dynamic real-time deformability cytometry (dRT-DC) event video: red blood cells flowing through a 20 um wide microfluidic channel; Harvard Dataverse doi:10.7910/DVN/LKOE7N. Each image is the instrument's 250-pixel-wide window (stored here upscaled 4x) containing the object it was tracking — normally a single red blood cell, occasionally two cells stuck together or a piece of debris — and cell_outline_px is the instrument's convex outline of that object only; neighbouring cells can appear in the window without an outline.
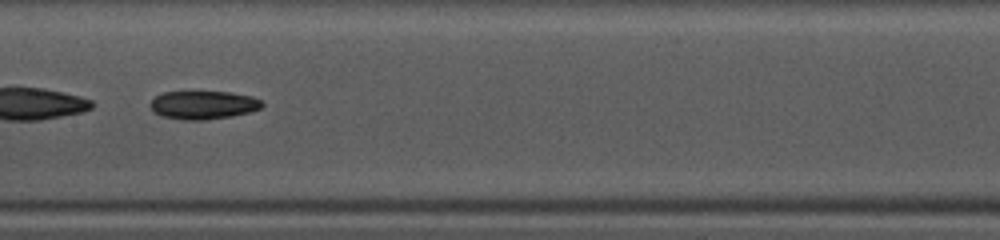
{"species": "common noctule bat (a hibernating species)", "species_latin": "Nyctalus noctula", "temperature_condition": "warm", "stored_images_in_passage": 43, "camera_frame_rate_fps": 3000, "um_per_image_px": 0.085, "animal": {"sex": "female", "body_mass_g": 10.0, "forearm_length_mm": 53.1}, "frame": {"image": 1, "passage_image": 25, "time_ms": 8.0, "image_size_px": [1000, 240], "cell_outline_px": [[264, 104], [260, 108], [248, 112], [232, 116], [204, 120], [180, 120], [160, 116], [152, 112], [148, 104], [156, 96], [164, 92], [232, 92], [252, 96], [260, 100]], "centroid_in_image_um": [17.23, 8.93], "position_along_channel_um": 190.2, "area_um2": 18.61}}
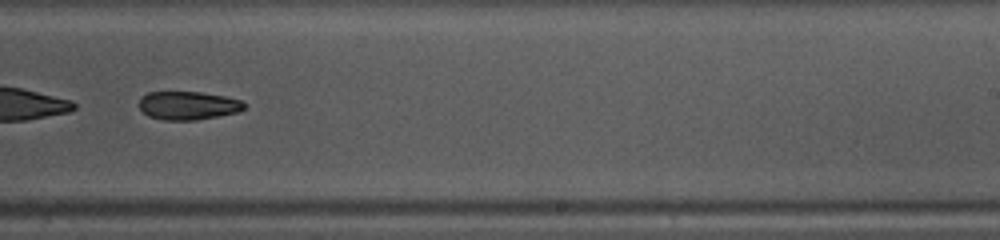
{"frame": {"image": 2, "passage_image": 31, "time_ms": 10.0, "image_size_px": [1000, 240], "cell_outline_px": [[244, 108], [236, 112], [196, 120], [164, 120], [148, 116], [140, 108], [140, 96], [148, 92], [200, 92], [224, 96], [240, 100], [244, 104]], "centroid_in_image_um": [15.94, 8.96], "position_along_channel_um": 273.1, "area_um2": 17.17}}
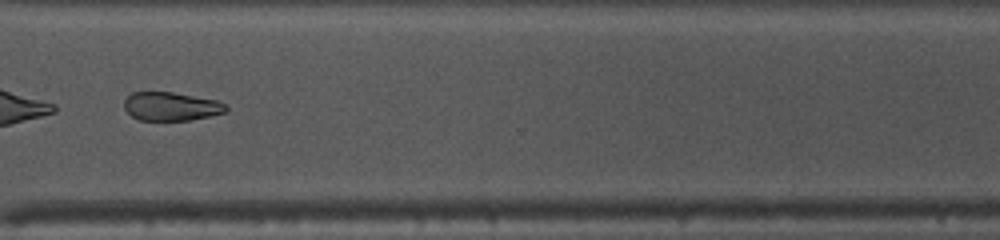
{"frame": {"image": 3, "passage_image": 37, "time_ms": 12.0, "image_size_px": [1000, 240], "cell_outline_px": [[228, 108], [224, 112], [208, 116], [188, 120], [140, 120], [132, 116], [124, 108], [124, 100], [132, 92], [172, 92], [216, 100], [224, 104]], "centroid_in_image_um": [14.5, 9.04], "position_along_channel_um": 356.1, "area_um2": 16.7}}